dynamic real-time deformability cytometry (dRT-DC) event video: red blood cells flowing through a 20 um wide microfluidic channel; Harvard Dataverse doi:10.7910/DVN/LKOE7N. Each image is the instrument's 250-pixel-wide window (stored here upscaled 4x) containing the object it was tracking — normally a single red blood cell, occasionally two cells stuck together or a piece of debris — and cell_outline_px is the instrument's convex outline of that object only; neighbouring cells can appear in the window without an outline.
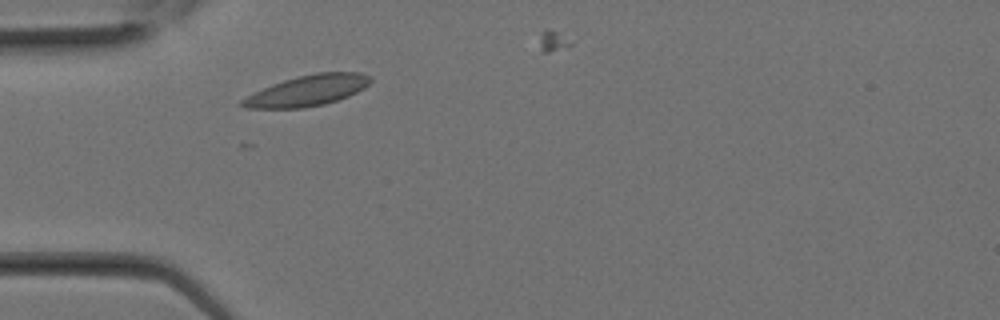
{"species": "Egyptian fruit bat (a non-hibernating species)", "species_latin": "Rousettus aegyptiacus", "temperature_condition": "room temperature", "stored_images_in_passage": 4, "camera_frame_rate_fps": 3000, "um_per_image_px": 0.085, "animal": {"sex": "female"}, "frame": {"image": 1, "passage_image": 3, "time_ms": 0.667, "image_size_px": [1000, 320], "cell_outline_px": [[372, 80], [364, 88], [348, 96], [324, 104], [304, 108], [248, 108], [240, 104], [240, 100], [272, 84], [296, 76], [316, 72], [360, 72], [372, 76]], "centroid_in_image_um": [26.17, 7.68], "position_along_channel_um": 58.8, "area_um2": 22.83}}